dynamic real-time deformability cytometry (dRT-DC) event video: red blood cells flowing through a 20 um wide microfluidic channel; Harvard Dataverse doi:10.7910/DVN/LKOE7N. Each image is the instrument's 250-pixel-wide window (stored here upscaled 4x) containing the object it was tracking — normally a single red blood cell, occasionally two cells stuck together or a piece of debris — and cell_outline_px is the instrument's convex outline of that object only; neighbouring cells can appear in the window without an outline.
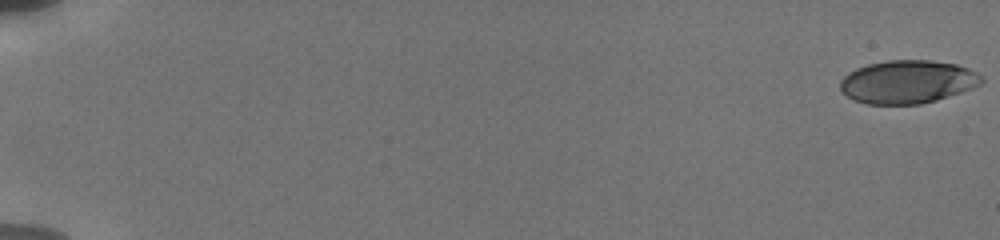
{"species": "human", "species_latin": "Homo sapiens", "temperature_condition": "cold", "stored_images_in_passage": 20, "camera_frame_rate_fps": 3000, "um_per_image_px": 0.085, "donor": {"sex": "male"}, "frame": {"image": 1, "passage_image": 1, "time_ms": 0.0, "image_size_px": [1000, 240], "cell_outline_px": [[984, 80], [980, 84], [972, 88], [936, 100], [920, 104], [868, 104], [852, 100], [840, 92], [840, 80], [848, 72], [856, 68], [868, 64], [888, 60], [932, 60], [956, 64], [968, 68], [984, 76]], "centroid_in_image_um": [77.12, 6.95], "position_along_channel_um": 7.9, "area_um2": 35.78}}
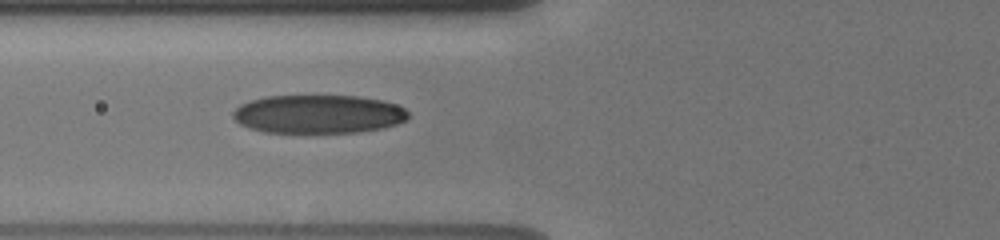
{"frame": {"image": 2, "passage_image": 18, "time_ms": 7.667, "image_size_px": [1000, 240], "cell_outline_px": [[408, 120], [384, 128], [356, 132], [264, 132], [248, 128], [240, 124], [232, 116], [232, 112], [240, 104], [264, 96], [360, 96], [380, 100], [396, 104], [404, 108], [408, 112]], "centroid_in_image_um": [27.06, 9.7], "position_along_channel_um": 98.7, "area_um2": 39.36}}
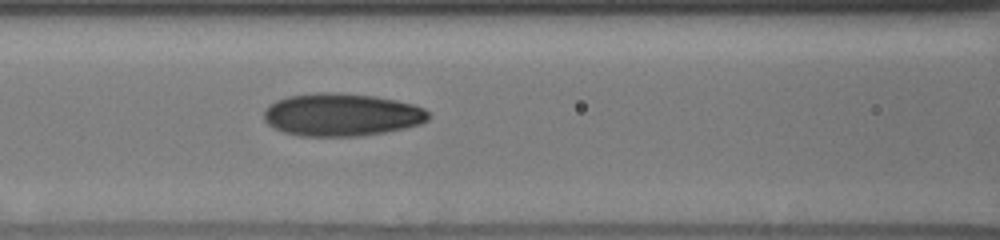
{"frame": {"image": 3, "passage_image": 20, "time_ms": 8.667, "image_size_px": [1000, 240], "cell_outline_px": [[428, 120], [420, 124], [404, 128], [384, 132], [360, 136], [300, 136], [284, 132], [268, 124], [264, 120], [264, 108], [268, 104], [276, 100], [288, 96], [320, 92], [328, 92], [376, 96], [396, 100], [412, 104], [424, 108], [428, 112]], "centroid_in_image_um": [29.01, 9.75], "position_along_channel_um": 137.6, "area_um2": 40.98}}